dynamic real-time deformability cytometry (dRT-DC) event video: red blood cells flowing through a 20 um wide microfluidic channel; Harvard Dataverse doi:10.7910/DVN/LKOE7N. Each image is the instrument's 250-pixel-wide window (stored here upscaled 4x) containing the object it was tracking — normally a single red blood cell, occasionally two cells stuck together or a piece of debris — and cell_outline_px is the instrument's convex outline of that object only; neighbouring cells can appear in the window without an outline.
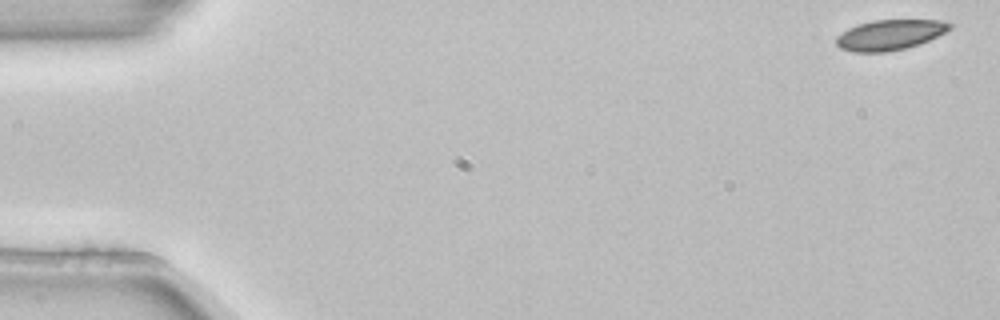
{"species": "common noctule bat (a hibernating species)", "species_latin": "Nyctalus noctula", "temperature_condition": "room temperature", "stored_images_in_passage": 2, "camera_frame_rate_fps": 3000, "um_per_image_px": 0.085, "animal": {"sex": "female", "body_mass_g": 22.7, "forearm_length_mm": 54.2}, "frame": {"image": 1, "passage_image": 1, "time_ms": 0.0, "image_size_px": [1000, 320], "cell_outline_px": [[952, 28], [928, 40], [904, 48], [884, 52], [856, 52], [840, 48], [836, 44], [836, 36], [848, 28], [872, 20], [940, 20], [952, 24]], "centroid_in_image_um": [75.61, 2.95], "position_along_channel_um": 9.4, "area_um2": 19.71}}